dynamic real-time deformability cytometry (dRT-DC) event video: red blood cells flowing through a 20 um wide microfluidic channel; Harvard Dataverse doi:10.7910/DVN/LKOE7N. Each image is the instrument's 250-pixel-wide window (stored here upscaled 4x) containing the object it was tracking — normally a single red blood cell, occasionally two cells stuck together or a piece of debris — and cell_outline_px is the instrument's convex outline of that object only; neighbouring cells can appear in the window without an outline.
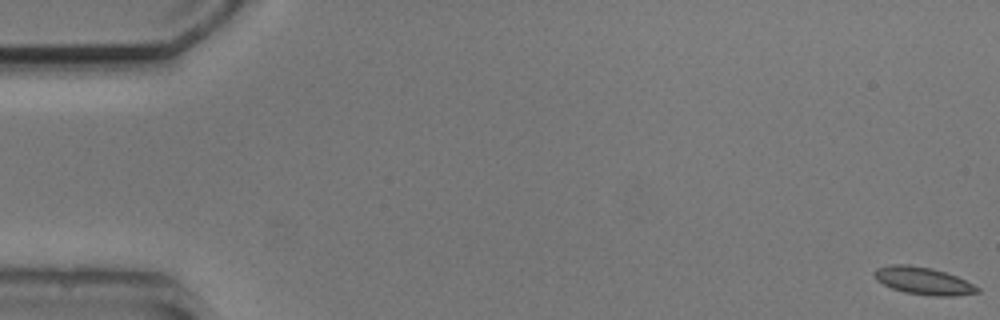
{"species": "common noctule bat (a hibernating species)", "species_latin": "Nyctalus noctula", "temperature_condition": "cold", "stored_images_in_passage": 4, "camera_frame_rate_fps": 3000, "um_per_image_px": 0.085, "animal": {"sex": "male", "body_mass_g": 20.5, "forearm_length_mm": 52.5}, "frame": {"image": 1, "passage_image": 1, "time_ms": 0.0, "image_size_px": [1000, 320], "cell_outline_px": [[980, 292], [956, 296], [928, 296], [904, 292], [892, 288], [876, 280], [876, 268], [888, 264], [908, 264], [932, 268], [956, 276], [980, 288]], "centroid_in_image_um": [78.49, 23.87], "position_along_channel_um": 6.5, "area_um2": 16.42}}
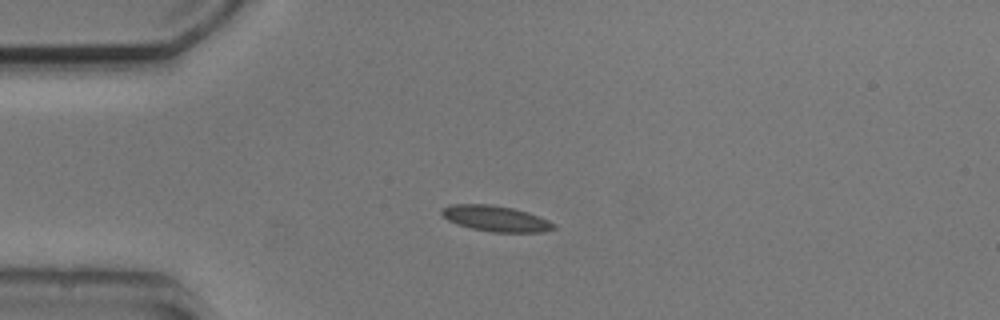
{"frame": {"image": 2, "passage_image": 4, "time_ms": 4.333, "image_size_px": [1000, 320], "cell_outline_px": [[556, 228], [540, 232], [492, 232], [472, 228], [456, 224], [448, 220], [440, 212], [444, 208], [452, 204], [492, 204], [512, 208], [528, 212], [548, 220], [556, 224]], "centroid_in_image_um": [42.15, 18.57], "position_along_channel_um": 42.8, "area_um2": 16.7}}